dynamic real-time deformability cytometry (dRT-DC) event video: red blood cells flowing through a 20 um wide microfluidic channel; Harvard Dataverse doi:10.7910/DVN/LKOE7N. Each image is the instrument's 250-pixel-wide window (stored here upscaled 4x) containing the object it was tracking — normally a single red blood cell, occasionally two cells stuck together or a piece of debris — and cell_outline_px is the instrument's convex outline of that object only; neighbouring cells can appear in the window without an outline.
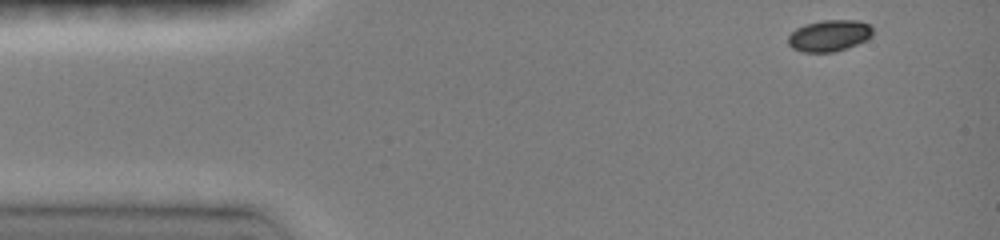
{"species": "common noctule bat (a hibernating species)", "species_latin": "Nyctalus noctula", "temperature_condition": "room temperature", "stored_images_in_passage": 42, "camera_frame_rate_fps": 3000, "um_per_image_px": 0.085, "animal": {"sex": "female", "body_mass_g": 19.0, "forearm_length_mm": 51.5}, "frame": {"image": 1, "passage_image": 1, "time_ms": 0.0, "image_size_px": [1000, 240], "cell_outline_px": [[872, 36], [856, 44], [832, 52], [804, 52], [792, 48], [788, 44], [788, 36], [796, 28], [804, 24], [820, 20], [856, 20], [868, 24], [872, 28]], "centroid_in_image_um": [70.45, 3.01], "position_along_channel_um": 14.6, "area_um2": 15.37}}
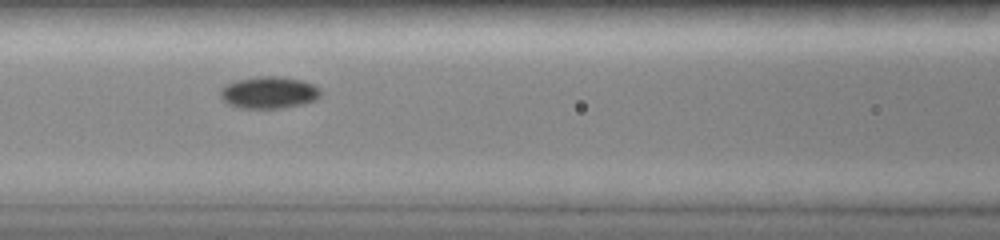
{"frame": {"image": 2, "passage_image": 17, "time_ms": 5.333, "image_size_px": [1000, 240], "cell_outline_px": [[320, 96], [316, 100], [304, 104], [284, 108], [240, 108], [228, 104], [220, 96], [220, 88], [224, 84], [236, 80], [256, 76], [280, 76], [304, 80], [320, 88]], "centroid_in_image_um": [22.86, 7.86], "position_along_channel_um": 143.7, "area_um2": 19.02}}
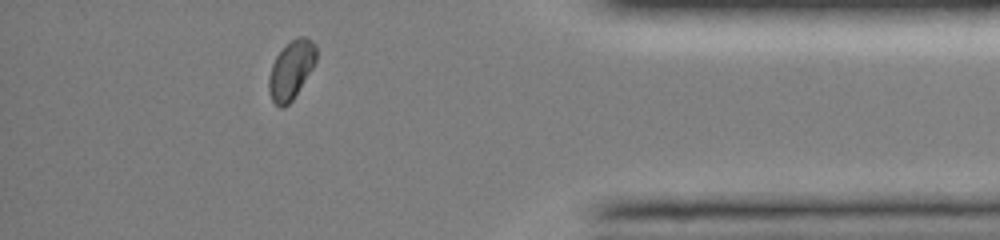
{"frame": {"image": 3, "passage_image": 38, "time_ms": 12.333, "image_size_px": [1000, 240], "cell_outline_px": [[316, 60], [312, 68], [292, 100], [284, 108], [280, 108], [272, 100], [268, 88], [268, 76], [272, 64], [276, 56], [292, 40], [300, 36], [304, 36], [312, 40], [316, 44]], "centroid_in_image_um": [24.74, 5.95], "position_along_channel_um": 410.5, "area_um2": 15.9}, "authors_computed_cell_mechanics": {"area_um2": 16.9643, "velocity_mm_per_s": 4.1142, "shape_relaxation_time_tau1_ms": 2.868, "shape_relaxation_time_tau2_ms": null, "deformation_change_tau1": 0.0938, "deformation_change_tau2": null}}